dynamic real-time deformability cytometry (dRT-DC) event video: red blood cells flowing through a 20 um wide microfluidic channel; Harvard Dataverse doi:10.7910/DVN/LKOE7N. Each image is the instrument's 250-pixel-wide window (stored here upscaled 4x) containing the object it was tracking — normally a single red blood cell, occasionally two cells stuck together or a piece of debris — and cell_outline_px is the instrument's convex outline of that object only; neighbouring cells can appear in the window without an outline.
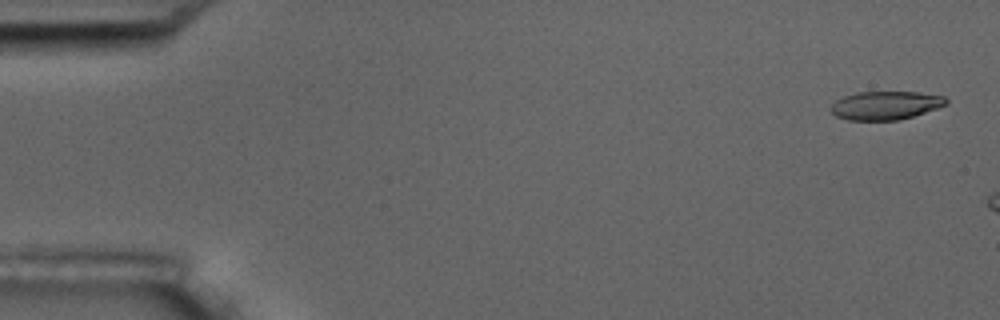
{"species": "common noctule bat (a hibernating species)", "species_latin": "Nyctalus noctula", "temperature_condition": "room temperature", "stored_images_in_passage": 3, "camera_frame_rate_fps": 3000, "um_per_image_px": 0.085, "animal": {"sex": "male", "body_mass_g": 17.5, "forearm_length_mm": 52.3}, "frame": {"image": 1, "passage_image": 1, "time_ms": 0.0, "image_size_px": [1000, 320], "cell_outline_px": [[948, 104], [900, 120], [848, 120], [836, 116], [828, 108], [836, 100], [844, 96], [856, 92], [920, 92], [944, 96], [948, 100]], "centroid_in_image_um": [75.25, 8.95], "position_along_channel_um": 9.7, "area_um2": 19.13}}